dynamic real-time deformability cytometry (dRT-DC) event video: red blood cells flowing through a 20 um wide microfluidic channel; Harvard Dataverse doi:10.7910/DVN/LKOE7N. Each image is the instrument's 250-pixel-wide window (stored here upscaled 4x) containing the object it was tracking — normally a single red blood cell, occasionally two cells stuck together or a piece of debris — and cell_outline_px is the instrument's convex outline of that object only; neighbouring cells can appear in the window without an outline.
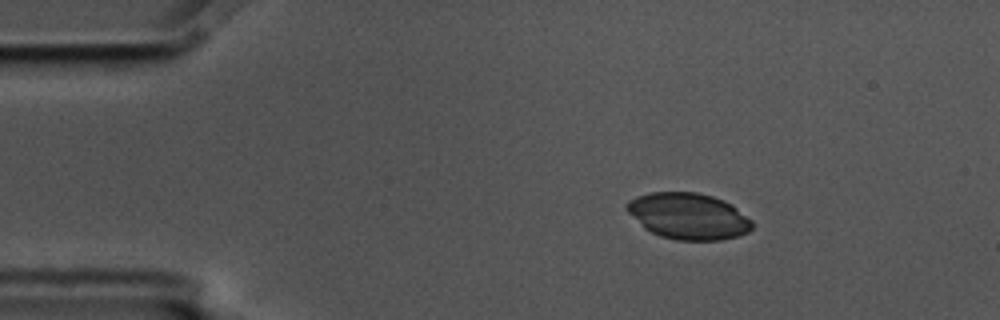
{"species": "common noctule bat (a hibernating species)", "species_latin": "Nyctalus noctula", "temperature_condition": "cold", "stored_images_in_passage": 8, "camera_frame_rate_fps": 3000, "um_per_image_px": 0.085, "animal": {"sex": "male", "body_mass_g": 17.5, "forearm_length_mm": 52.3}, "frame": {"image": 1, "passage_image": 1, "time_ms": 0.0, "image_size_px": [1000, 320], "cell_outline_px": [[752, 228], [748, 232], [736, 236], [720, 240], [676, 240], [660, 236], [644, 228], [624, 208], [628, 200], [636, 196], [652, 192], [696, 192], [712, 196], [724, 200], [732, 204], [752, 220]], "centroid_in_image_um": [58.5, 18.36], "position_along_channel_um": 26.5, "area_um2": 33.87}}